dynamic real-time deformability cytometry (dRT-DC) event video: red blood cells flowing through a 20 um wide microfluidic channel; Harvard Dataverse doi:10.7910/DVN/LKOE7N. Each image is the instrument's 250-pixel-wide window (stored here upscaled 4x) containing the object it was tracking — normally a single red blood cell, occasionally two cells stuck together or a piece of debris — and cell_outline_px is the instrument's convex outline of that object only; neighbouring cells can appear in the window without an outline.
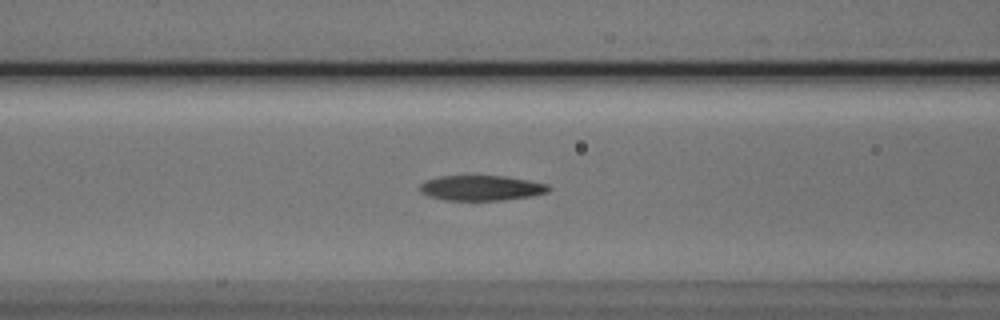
{"species": "Egyptian fruit bat (a non-hibernating species)", "species_latin": "Rousettus aegyptiacus", "temperature_condition": "cold", "stored_images_in_passage": 54, "camera_frame_rate_fps": 3000, "um_per_image_px": 0.085, "animal": {"sex": "male"}, "frame": {"image": 1, "passage_image": 22, "time_ms": 7.0, "image_size_px": [1000, 320], "cell_outline_px": [[552, 188], [548, 192], [532, 196], [504, 200], [444, 200], [428, 196], [420, 192], [420, 184], [428, 180], [440, 176], [504, 176], [528, 180], [548, 184]], "centroid_in_image_um": [40.94, 15.98], "position_along_channel_um": 125.7, "area_um2": 18.9}}
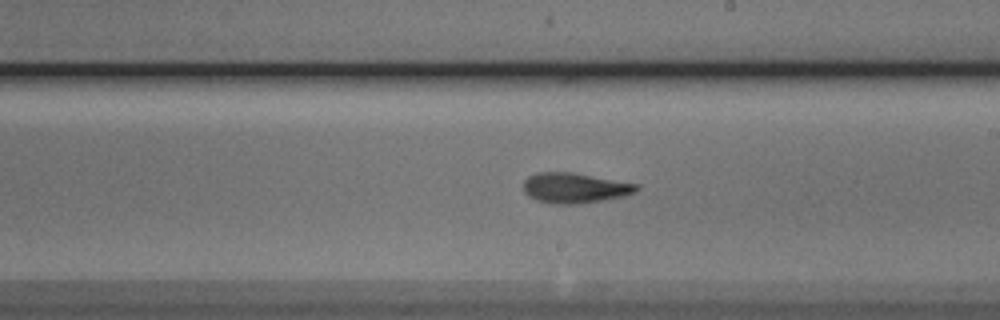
{"frame": {"image": 2, "passage_image": 31, "time_ms": 10.0, "image_size_px": [1000, 320], "cell_outline_px": [[640, 188], [636, 192], [624, 196], [580, 204], [552, 204], [528, 196], [524, 192], [524, 180], [528, 176], [536, 172], [572, 172], [640, 184]], "centroid_in_image_um": [48.88, 15.97], "position_along_channel_um": 240.1, "area_um2": 20.06}}
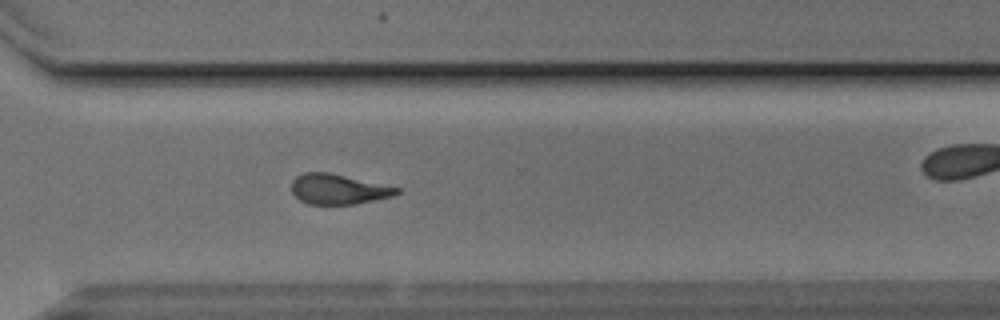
{"frame": {"image": 3, "passage_image": 39, "time_ms": 12.667, "image_size_px": [1000, 320], "cell_outline_px": [[400, 192], [392, 196], [356, 204], [308, 204], [300, 200], [292, 192], [292, 180], [296, 176], [304, 172], [328, 172], [400, 188]], "centroid_in_image_um": [28.73, 16.08], "position_along_channel_um": 341.9, "area_um2": 18.32}, "authors_computed_cell_mechanics": {"area_um2": 19.1029, "velocity_mm_per_s": 3.8148, "shape_relaxation_time_tau1_ms": 4.3724, "shape_relaxation_time_tau2_ms": 2.3974, "deformation_change_tau1": 0.1693, "deformation_change_tau2": 0.1034}}